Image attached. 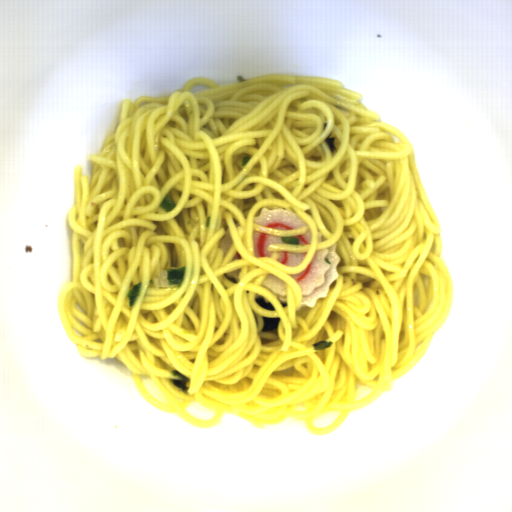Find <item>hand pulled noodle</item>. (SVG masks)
Here are the masks:
<instances>
[{"label": "hand pulled noodle", "instance_id": "hand-pulled-noodle-1", "mask_svg": "<svg viewBox=\"0 0 512 512\" xmlns=\"http://www.w3.org/2000/svg\"><path fill=\"white\" fill-rule=\"evenodd\" d=\"M360 100L333 78L274 73L123 99L113 133L84 159L90 179L74 167L57 311L76 351L120 361L147 403L205 429L233 414L325 435L393 390L450 315L453 283L408 137ZM263 207L309 225L261 227ZM308 229L312 243L299 245ZM255 231L281 238L270 257L255 256ZM335 243L339 278L299 309L290 274ZM278 251L306 254L293 267ZM183 266V287L169 286L167 270ZM238 270L239 283L225 275ZM268 273L286 282L288 304L260 285ZM263 317H279L277 329L261 332ZM175 369L187 394L168 382Z\"/></svg>", "mask_w": 512, "mask_h": 512}]
</instances>
